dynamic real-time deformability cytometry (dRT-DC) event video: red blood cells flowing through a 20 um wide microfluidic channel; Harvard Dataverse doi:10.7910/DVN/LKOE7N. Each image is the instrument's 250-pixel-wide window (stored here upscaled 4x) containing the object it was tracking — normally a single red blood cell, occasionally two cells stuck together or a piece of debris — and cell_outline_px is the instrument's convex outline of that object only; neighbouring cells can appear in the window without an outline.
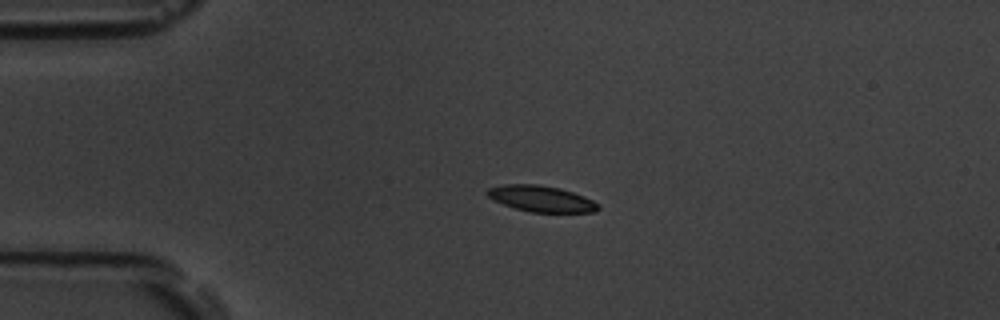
{"species": "common noctule bat (a hibernating species)", "species_latin": "Nyctalus noctula", "temperature_condition": "room temperature", "stored_images_in_passage": 43, "camera_frame_rate_fps": 3000, "um_per_image_px": 0.085, "animal": {"sex": "male", "body_mass_g": 19.5, "forearm_length_mm": 54.6}, "frame": {"image": 1, "passage_image": 1, "time_ms": 0.0, "image_size_px": [1000, 320], "cell_outline_px": [[600, 208], [596, 212], [532, 212], [516, 208], [492, 200], [484, 192], [488, 188], [504, 184], [536, 184], [560, 188], [584, 196], [600, 204]], "centroid_in_image_um": [46.0, 16.89], "position_along_channel_um": 39.0, "area_um2": 16.88}}
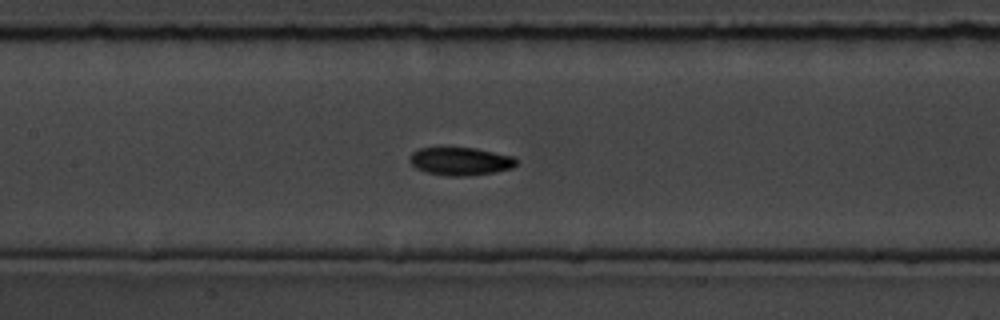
{"frame": {"image": 2, "passage_image": 14, "time_ms": 4.333, "image_size_px": [1000, 320], "cell_outline_px": [[516, 164], [512, 168], [496, 172], [464, 176], [448, 176], [424, 172], [416, 168], [408, 160], [412, 152], [420, 148], [440, 144], [476, 148], [512, 156], [516, 160]], "centroid_in_image_um": [39.05, 13.66], "position_along_channel_um": 168.3, "area_um2": 18.15}}
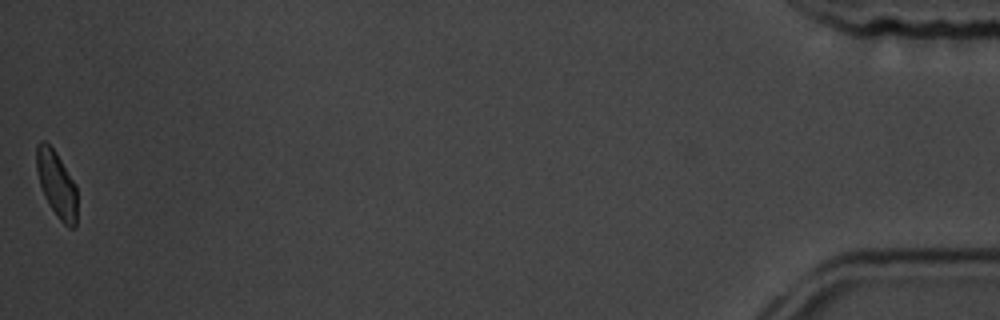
{"frame": {"image": 3, "passage_image": 43, "time_ms": 14.0, "image_size_px": [1000, 320], "cell_outline_px": [[76, 228], [68, 228], [60, 220], [44, 196], [40, 184], [36, 168], [36, 144], [40, 140], [44, 140], [56, 152], [76, 184]], "centroid_in_image_um": [4.81, 15.63], "position_along_channel_um": 430.4, "area_um2": 15.66}}